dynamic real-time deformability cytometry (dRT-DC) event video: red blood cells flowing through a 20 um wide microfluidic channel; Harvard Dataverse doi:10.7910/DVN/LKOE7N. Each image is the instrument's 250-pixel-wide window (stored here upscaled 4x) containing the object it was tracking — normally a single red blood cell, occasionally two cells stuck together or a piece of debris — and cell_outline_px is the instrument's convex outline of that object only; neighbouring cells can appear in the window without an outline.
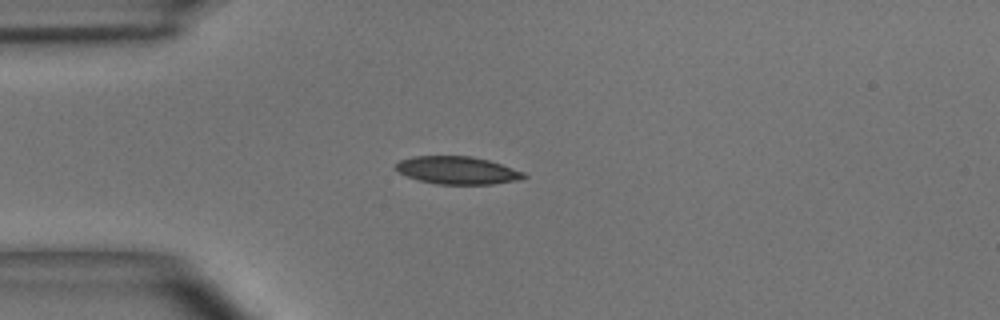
{"species": "common noctule bat (a hibernating species)", "species_latin": "Nyctalus noctula", "temperature_condition": "room temperature", "stored_images_in_passage": 3, "camera_frame_rate_fps": 3000, "um_per_image_px": 0.085, "animal": {"sex": "male", "body_mass_g": 15.6}, "frame": {"image": 1, "passage_image": 3, "time_ms": 0.667, "image_size_px": [1000, 320], "cell_outline_px": [[528, 176], [516, 180], [492, 184], [436, 184], [420, 180], [408, 176], [400, 172], [396, 168], [396, 164], [400, 160], [412, 156], [468, 156], [488, 160], [524, 172]], "centroid_in_image_um": [38.87, 14.47], "position_along_channel_um": 46.1, "area_um2": 20.35}}